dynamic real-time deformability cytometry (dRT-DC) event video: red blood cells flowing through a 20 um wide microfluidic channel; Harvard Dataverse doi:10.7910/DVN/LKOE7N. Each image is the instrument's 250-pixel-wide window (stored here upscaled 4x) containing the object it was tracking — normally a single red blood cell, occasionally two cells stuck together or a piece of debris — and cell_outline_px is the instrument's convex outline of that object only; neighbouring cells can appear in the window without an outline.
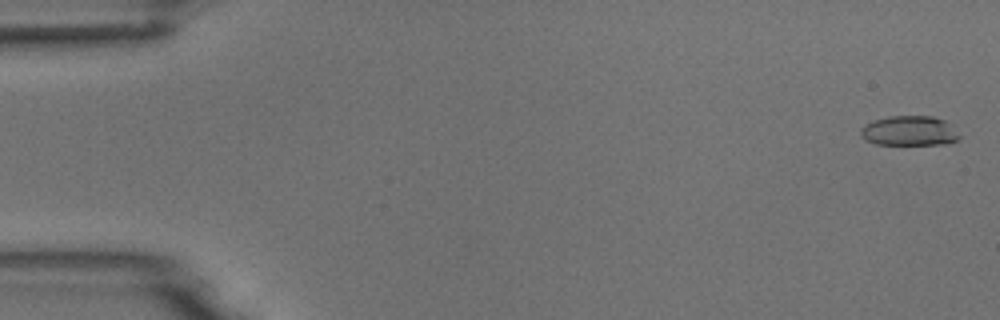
{"species": "common noctule bat (a hibernating species)", "species_latin": "Nyctalus noctula", "temperature_condition": "room temperature", "stored_images_in_passage": 3, "camera_frame_rate_fps": 3000, "um_per_image_px": 0.085, "animal": {"sex": "male", "body_mass_g": 18.8}, "frame": {"image": 1, "passage_image": 1, "time_ms": 0.0, "image_size_px": [1000, 320], "cell_outline_px": [[960, 136], [956, 140], [948, 144], [876, 144], [864, 140], [860, 136], [860, 128], [864, 124], [872, 120], [888, 116], [932, 116], [944, 120]], "centroid_in_image_um": [77.21, 11.12], "position_along_channel_um": 7.8, "area_um2": 17.17}}